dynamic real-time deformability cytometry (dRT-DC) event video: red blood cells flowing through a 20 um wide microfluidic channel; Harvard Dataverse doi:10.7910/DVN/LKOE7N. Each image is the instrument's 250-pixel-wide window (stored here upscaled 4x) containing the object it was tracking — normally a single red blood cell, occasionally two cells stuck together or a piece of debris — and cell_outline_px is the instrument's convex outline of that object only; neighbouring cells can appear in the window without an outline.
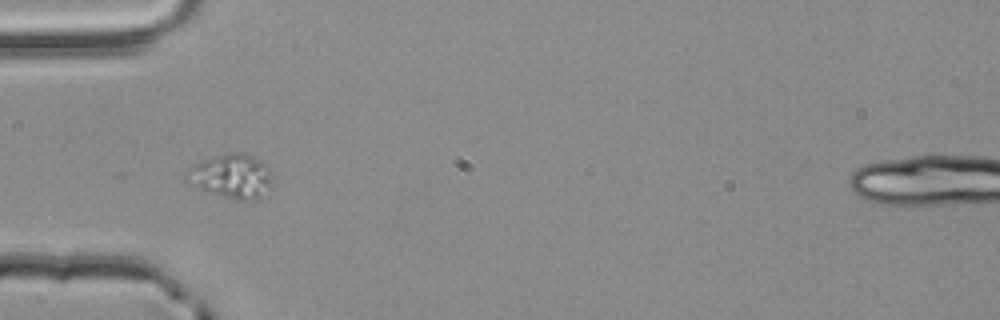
{"species": "common noctule bat (a hibernating species)", "species_latin": "Nyctalus noctula", "temperature_condition": "room temperature", "stored_images_in_passage": 5, "camera_frame_rate_fps": 3000, "um_per_image_px": 0.085, "animal": {"sex": "male", "body_mass_g": 20.4}, "frame": {"image": 1, "passage_image": 4, "time_ms": 1.0, "image_size_px": [1000, 320], "cell_outline_px": [[268, 188], [256, 196], [244, 200], [236, 200], [208, 192], [192, 180], [192, 176], [196, 164], [228, 152], [244, 152], [260, 160], [268, 168]], "centroid_in_image_um": [19.76, 14.94], "position_along_channel_um": 65.2, "area_um2": 20.0}}